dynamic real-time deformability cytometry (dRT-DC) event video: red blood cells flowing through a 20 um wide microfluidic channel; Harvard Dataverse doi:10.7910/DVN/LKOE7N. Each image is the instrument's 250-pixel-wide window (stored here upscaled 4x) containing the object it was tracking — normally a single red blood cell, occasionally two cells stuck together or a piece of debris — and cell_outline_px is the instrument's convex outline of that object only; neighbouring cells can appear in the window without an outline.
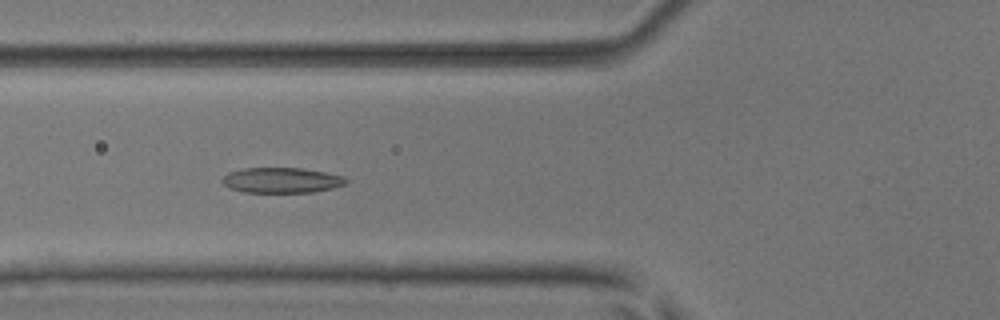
{"species": "common noctule bat (a hibernating species)", "species_latin": "Nyctalus noctula", "temperature_condition": "room temperature", "stored_images_in_passage": 39, "camera_frame_rate_fps": 3000, "um_per_image_px": 0.085, "animal": {"sex": "male", "body_mass_g": 17.9, "forearm_length_mm": 54.2}, "frame": {"image": 1, "passage_image": 7, "time_ms": 2.0, "image_size_px": [1000, 320], "cell_outline_px": [[348, 180], [344, 184], [332, 188], [312, 192], [244, 192], [232, 188], [224, 184], [220, 180], [228, 172], [244, 168], [300, 168], [324, 172], [344, 176]], "centroid_in_image_um": [23.92, 15.31], "position_along_channel_um": 101.9, "area_um2": 18.09}}
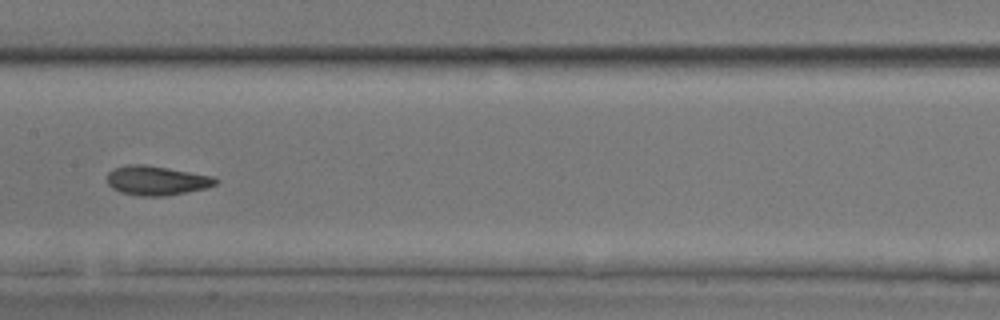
{"frame": {"image": 2, "passage_image": 14, "time_ms": 4.333, "image_size_px": [1000, 320], "cell_outline_px": [[220, 180], [216, 184], [208, 188], [168, 196], [140, 196], [120, 192], [112, 188], [108, 184], [108, 172], [116, 168], [128, 164], [144, 164], [216, 176]], "centroid_in_image_um": [13.37, 15.35], "position_along_channel_um": 194.0, "area_um2": 18.79}}
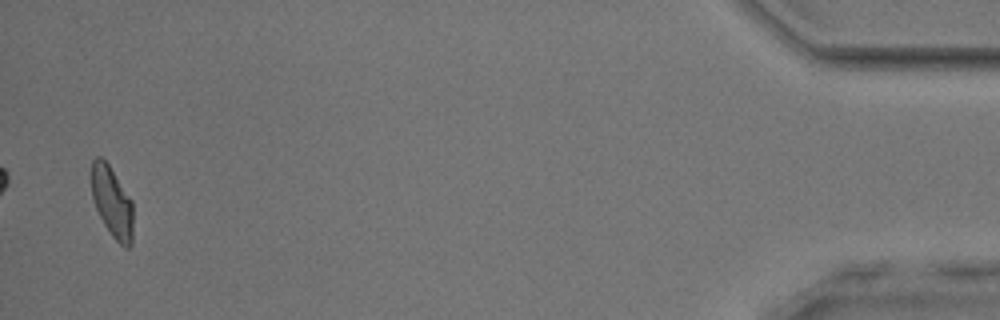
{"frame": {"image": 3, "passage_image": 38, "time_ms": 12.333, "image_size_px": [1000, 320], "cell_outline_px": [[132, 244], [128, 248], [124, 248], [112, 236], [104, 224], [96, 208], [92, 196], [88, 176], [92, 160], [96, 156], [100, 156], [108, 164], [132, 200]], "centroid_in_image_um": [9.48, 17.13], "position_along_channel_um": 425.7, "area_um2": 17.51}, "authors_computed_cell_mechanics": {"area_um2": 17.9758, "velocity_mm_per_s": 3.9569, "shape_relaxation_time_tau1_ms": 5.7061, "shape_relaxation_time_tau2_ms": 1.9759, "deformation_change_tau1": 0.1703, "deformation_change_tau2": 0.087}}